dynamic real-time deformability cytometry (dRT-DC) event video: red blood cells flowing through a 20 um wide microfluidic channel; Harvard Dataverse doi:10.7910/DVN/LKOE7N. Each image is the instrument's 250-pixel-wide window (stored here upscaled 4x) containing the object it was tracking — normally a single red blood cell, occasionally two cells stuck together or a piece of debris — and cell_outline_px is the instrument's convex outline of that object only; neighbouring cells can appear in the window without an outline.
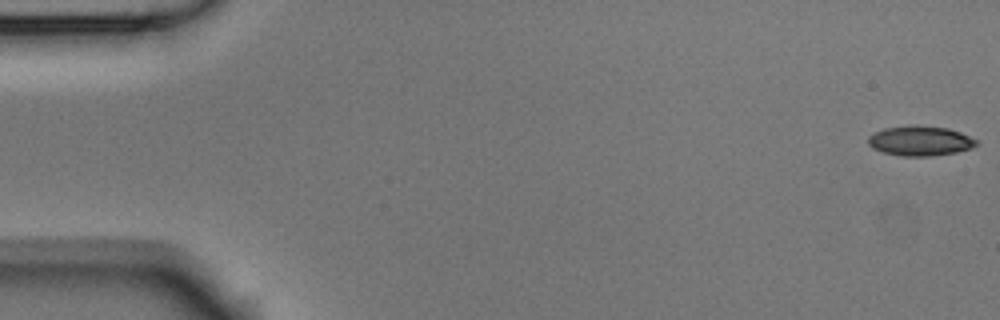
{"species": "Egyptian fruit bat (a non-hibernating species)", "species_latin": "Rousettus aegyptiacus", "temperature_condition": "room temperature", "stored_images_in_passage": 6, "camera_frame_rate_fps": 3000, "um_per_image_px": 0.085, "animal": {"sex": "male"}, "frame": {"image": 1, "passage_image": 1, "time_ms": 0.0, "image_size_px": [1000, 320], "cell_outline_px": [[980, 144], [972, 148], [956, 152], [928, 156], [900, 156], [884, 152], [872, 148], [868, 144], [868, 136], [884, 128], [912, 124], [916, 124], [948, 128], [960, 132], [976, 140]], "centroid_in_image_um": [78.21, 11.96], "position_along_channel_um": 6.8, "area_um2": 18.96}}
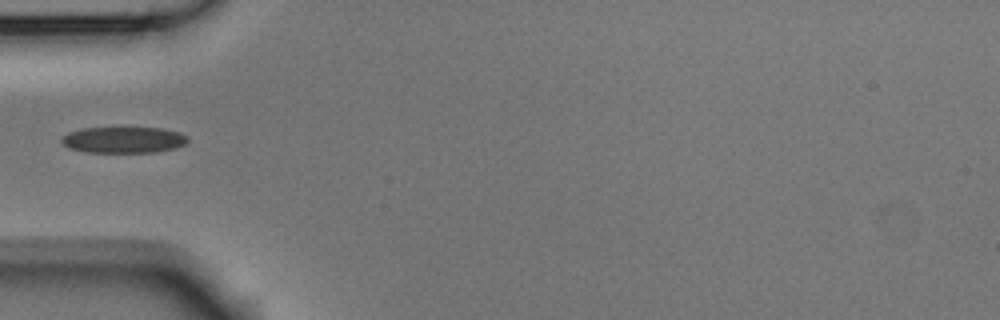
{"frame": {"image": 2, "passage_image": 5, "time_ms": 1.333, "image_size_px": [1000, 320], "cell_outline_px": [[188, 140], [184, 144], [176, 148], [152, 152], [84, 152], [68, 148], [60, 140], [60, 136], [68, 132], [80, 128], [160, 128], [180, 132], [188, 136]], "centroid_in_image_um": [10.46, 11.88], "position_along_channel_um": 74.5, "area_um2": 19.36}}
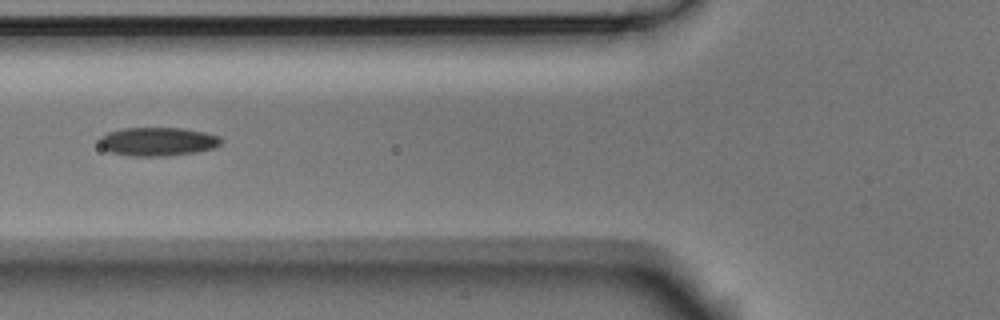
{"frame": {"image": 3, "passage_image": 6, "time_ms": 1.667, "image_size_px": [1000, 320], "cell_outline_px": [[224, 140], [216, 148], [196, 152], [164, 156], [128, 156], [112, 152], [104, 148], [100, 144], [100, 136], [108, 132], [124, 128], [184, 128], [204, 132], [220, 136]], "centroid_in_image_um": [13.46, 12.03], "position_along_channel_um": 112.3, "area_um2": 20.35}}